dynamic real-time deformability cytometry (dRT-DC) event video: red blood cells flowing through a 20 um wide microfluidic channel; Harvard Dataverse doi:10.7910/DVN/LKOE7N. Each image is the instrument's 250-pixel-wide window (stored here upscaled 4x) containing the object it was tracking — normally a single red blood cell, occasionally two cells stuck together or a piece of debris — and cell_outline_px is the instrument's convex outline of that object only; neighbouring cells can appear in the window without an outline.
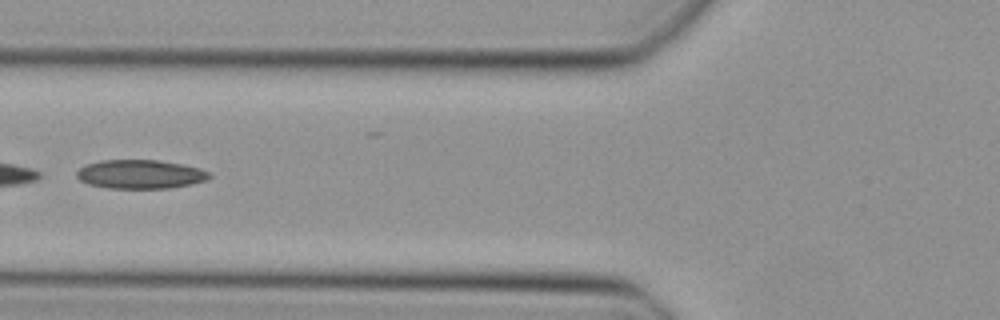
{"species": "Egyptian fruit bat (a non-hibernating species)", "species_latin": "Rousettus aegyptiacus", "temperature_condition": "cold", "stored_images_in_passage": 34, "camera_frame_rate_fps": 3000, "um_per_image_px": 0.085, "animal": {"sex": "female"}, "frame": {"image": 1, "passage_image": 6, "time_ms": 1.667, "image_size_px": [1000, 320], "cell_outline_px": [[212, 176], [208, 180], [192, 184], [168, 188], [108, 188], [88, 184], [80, 180], [76, 176], [76, 172], [84, 164], [100, 160], [160, 160], [184, 164], [200, 168], [208, 172]], "centroid_in_image_um": [11.93, 14.8], "position_along_channel_um": 113.9, "area_um2": 22.54}}